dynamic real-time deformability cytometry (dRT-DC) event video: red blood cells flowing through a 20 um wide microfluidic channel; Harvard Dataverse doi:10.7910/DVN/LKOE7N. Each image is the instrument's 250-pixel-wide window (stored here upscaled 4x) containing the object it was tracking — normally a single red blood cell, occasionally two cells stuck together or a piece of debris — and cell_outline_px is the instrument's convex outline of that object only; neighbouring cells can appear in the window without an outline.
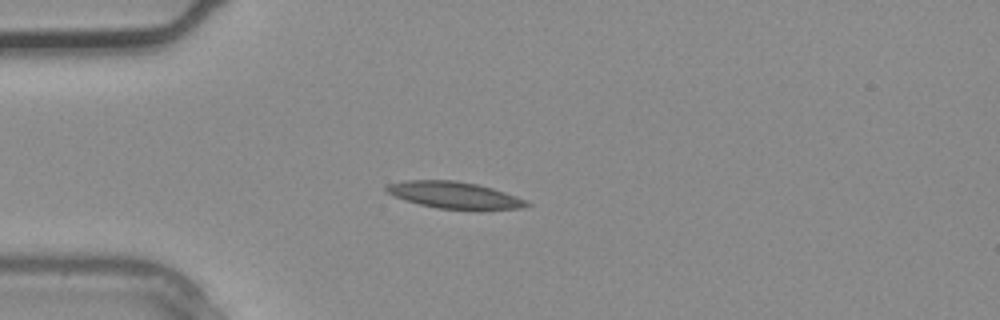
{"species": "common noctule bat (a hibernating species)", "species_latin": "Nyctalus noctula", "temperature_condition": "warm", "stored_images_in_passage": 1, "camera_frame_rate_fps": 3000, "um_per_image_px": 0.085, "animal": {"sex": "male", "body_mass_g": 20.4}, "frame": {"image": 1, "passage_image": 1, "time_ms": 0.0, "image_size_px": [1000, 320], "cell_outline_px": [[532, 204], [520, 208], [436, 208], [404, 200], [388, 192], [384, 188], [388, 184], [408, 180], [456, 180], [476, 184], [492, 188], [528, 200]], "centroid_in_image_um": [38.6, 16.56], "position_along_channel_um": 46.4, "area_um2": 21.21}}